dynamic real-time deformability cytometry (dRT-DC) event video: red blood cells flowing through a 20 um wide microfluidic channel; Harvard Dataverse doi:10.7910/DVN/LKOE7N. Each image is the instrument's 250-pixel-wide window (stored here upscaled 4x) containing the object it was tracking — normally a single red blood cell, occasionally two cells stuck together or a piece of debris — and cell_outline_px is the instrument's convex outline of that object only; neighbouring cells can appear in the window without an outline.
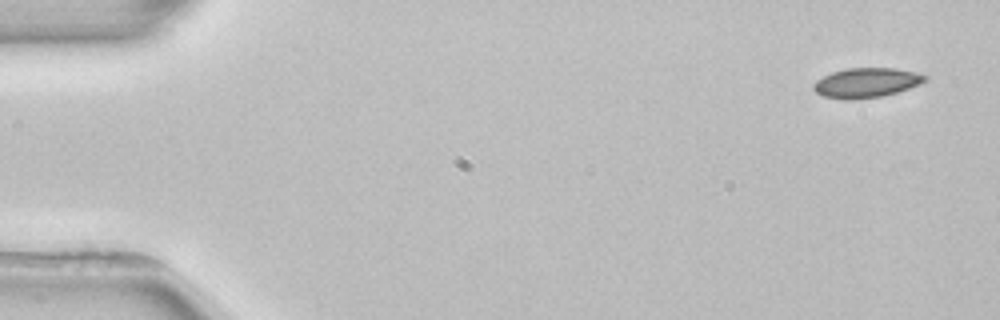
{"species": "common noctule bat (a hibernating species)", "species_latin": "Nyctalus noctula", "temperature_condition": "room temperature", "stored_images_in_passage": 4, "camera_frame_rate_fps": 3000, "um_per_image_px": 0.085, "animal": {"sex": "female", "body_mass_g": 22.7, "forearm_length_mm": 54.2}, "frame": {"image": 1, "passage_image": 1, "time_ms": 0.0, "image_size_px": [1000, 320], "cell_outline_px": [[928, 80], [920, 84], [896, 92], [880, 96], [852, 100], [844, 100], [824, 96], [816, 92], [812, 88], [812, 84], [816, 80], [832, 72], [848, 68], [896, 68], [916, 72], [928, 76]], "centroid_in_image_um": [73.64, 7.03], "position_along_channel_um": 11.4, "area_um2": 19.31}}
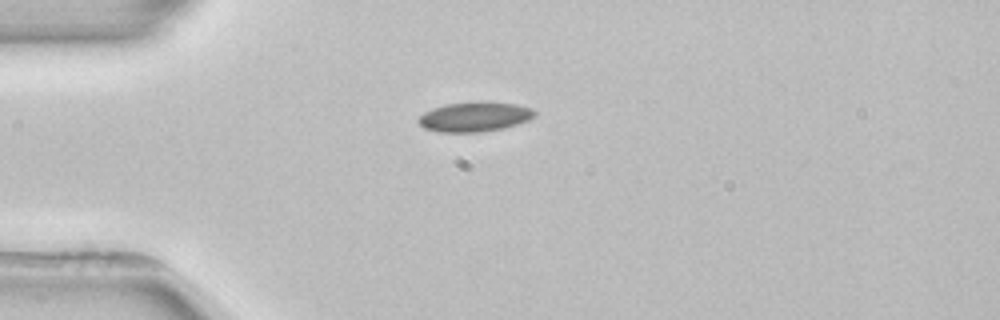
{"frame": {"image": 2, "passage_image": 4, "time_ms": 3.667, "image_size_px": [1000, 320], "cell_outline_px": [[536, 116], [528, 120], [504, 128], [480, 132], [436, 132], [424, 128], [416, 120], [424, 112], [432, 108], [444, 104], [480, 100], [516, 104], [532, 108], [536, 112]], "centroid_in_image_um": [40.33, 9.91], "position_along_channel_um": 44.7, "area_um2": 20.52}}